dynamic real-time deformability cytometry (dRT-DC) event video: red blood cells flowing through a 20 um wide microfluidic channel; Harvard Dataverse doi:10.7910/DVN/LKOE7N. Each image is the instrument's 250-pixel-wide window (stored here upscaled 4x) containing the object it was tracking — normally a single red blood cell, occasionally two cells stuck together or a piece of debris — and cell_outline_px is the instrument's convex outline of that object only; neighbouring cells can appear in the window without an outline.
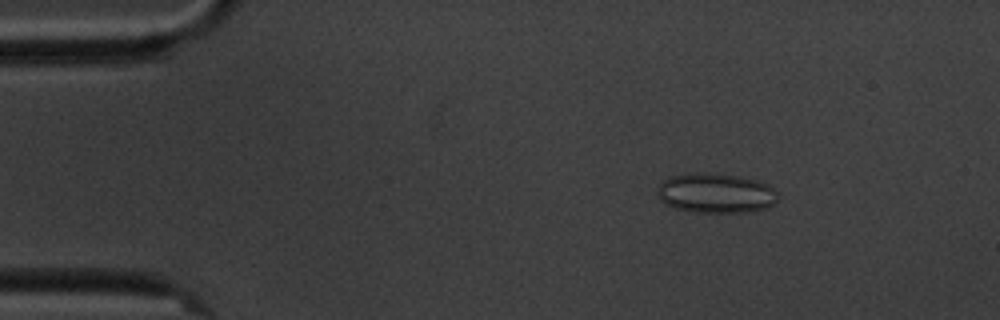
{"species": "common noctule bat (a hibernating species)", "species_latin": "Nyctalus noctula", "temperature_condition": "cold", "stored_images_in_passage": 5, "camera_frame_rate_fps": 3000, "um_per_image_px": 0.085, "animal": {"sex": "male", "body_mass_g": 20.1, "forearm_length_mm": 53.5}, "frame": {"image": 1, "passage_image": 3, "time_ms": 2.333, "image_size_px": [1000, 320], "cell_outline_px": [[780, 196], [768, 208], [752, 212], [696, 212], [676, 208], [664, 204], [660, 200], [656, 192], [660, 184], [664, 180], [672, 176], [692, 172], [704, 172], [740, 176], [756, 180], [768, 184], [780, 192]], "centroid_in_image_um": [60.88, 16.41], "position_along_channel_um": 24.1, "area_um2": 28.32}}